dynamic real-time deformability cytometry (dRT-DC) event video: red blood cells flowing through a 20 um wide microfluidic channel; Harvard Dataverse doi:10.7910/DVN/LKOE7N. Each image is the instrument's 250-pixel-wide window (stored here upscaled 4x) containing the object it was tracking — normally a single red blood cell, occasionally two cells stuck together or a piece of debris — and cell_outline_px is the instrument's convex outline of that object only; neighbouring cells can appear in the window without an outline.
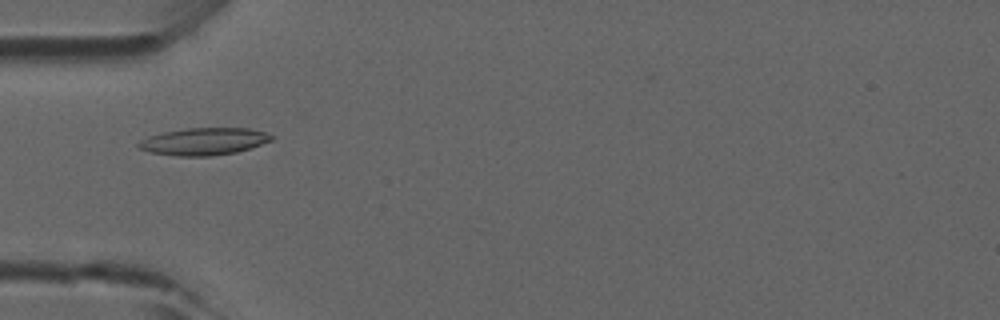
{"species": "common noctule bat (a hibernating species)", "species_latin": "Nyctalus noctula", "temperature_condition": "room temperature", "stored_images_in_passage": 21, "camera_frame_rate_fps": 3000, "um_per_image_px": 0.085, "animal": {"sex": "male", "forearm_length_mm": 52.5}, "frame": {"image": 1, "passage_image": 13, "time_ms": 4.0, "image_size_px": [1000, 320], "cell_outline_px": [[276, 136], [272, 140], [252, 148], [236, 152], [212, 156], [176, 156], [152, 152], [140, 148], [136, 144], [140, 140], [148, 136], [164, 132], [188, 128], [248, 128], [264, 132]], "centroid_in_image_um": [17.36, 12.02], "position_along_channel_um": 67.6, "area_um2": 21.1}}
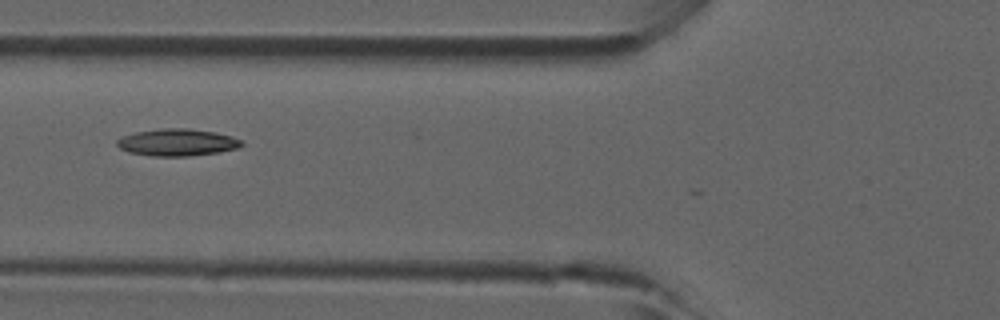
{"frame": {"image": 2, "passage_image": 16, "time_ms": 5.0, "image_size_px": [1000, 320], "cell_outline_px": [[244, 144], [240, 148], [220, 152], [188, 156], [152, 156], [128, 152], [120, 148], [116, 144], [116, 140], [120, 136], [136, 132], [160, 128], [188, 128], [212, 132], [232, 136], [240, 140]], "centroid_in_image_um": [15.05, 12.1], "position_along_channel_um": 110.8, "area_um2": 19.77}}
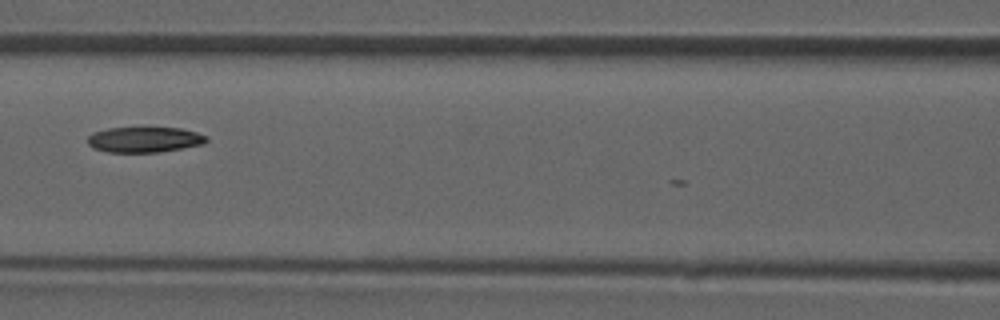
{"frame": {"image": 3, "passage_image": 19, "time_ms": 6.0, "image_size_px": [1000, 320], "cell_outline_px": [[208, 140], [204, 144], [160, 152], [108, 152], [92, 148], [88, 144], [88, 136], [92, 132], [108, 128], [140, 124], [180, 128], [196, 132], [208, 136]], "centroid_in_image_um": [12.26, 11.81], "position_along_channel_um": 154.3, "area_um2": 18.73}}